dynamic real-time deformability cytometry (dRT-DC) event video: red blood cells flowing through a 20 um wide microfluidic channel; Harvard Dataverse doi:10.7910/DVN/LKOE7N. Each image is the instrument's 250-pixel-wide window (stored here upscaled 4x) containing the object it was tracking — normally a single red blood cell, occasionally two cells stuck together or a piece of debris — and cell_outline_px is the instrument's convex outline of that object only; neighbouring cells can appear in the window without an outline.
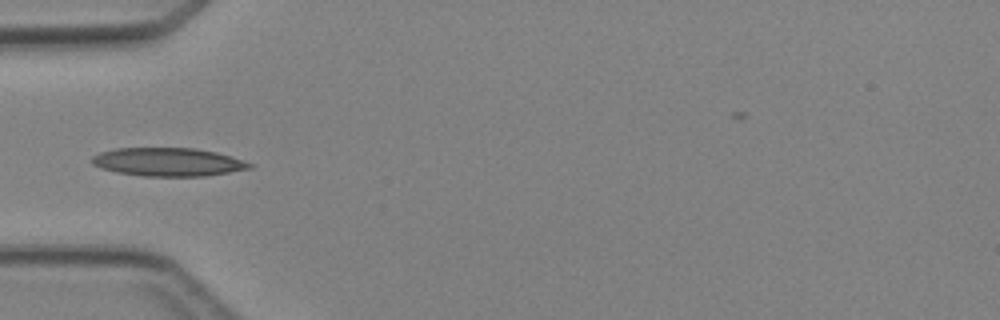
{"species": "Egyptian fruit bat (a non-hibernating species)", "species_latin": "Rousettus aegyptiacus", "temperature_condition": "cold", "stored_images_in_passage": 5, "camera_frame_rate_fps": 3000, "um_per_image_px": 0.085, "animal": {"sex": "female"}, "frame": {"image": 1, "passage_image": 4, "time_ms": 3.667, "image_size_px": [1000, 320], "cell_outline_px": [[252, 168], [204, 176], [144, 176], [116, 172], [100, 168], [92, 164], [92, 156], [100, 152], [112, 148], [196, 148], [216, 152], [252, 164]], "centroid_in_image_um": [14.21, 13.76], "position_along_channel_um": 70.8, "area_um2": 25.89}}
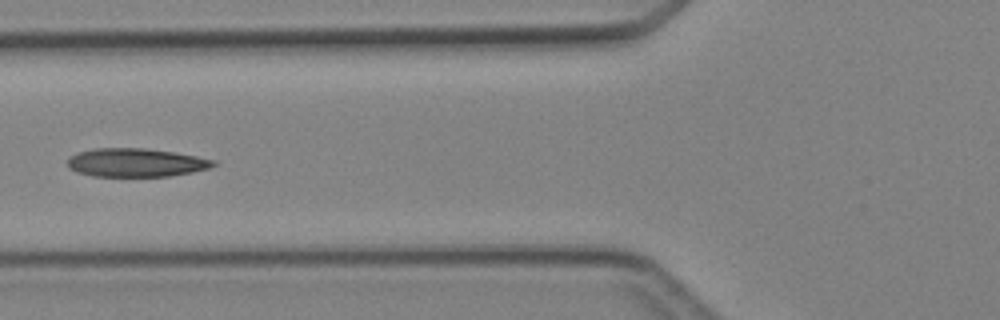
{"frame": {"image": 2, "passage_image": 5, "time_ms": 4.667, "image_size_px": [1000, 320], "cell_outline_px": [[216, 164], [208, 168], [192, 172], [168, 176], [92, 176], [76, 172], [68, 168], [68, 156], [76, 152], [92, 148], [144, 148], [176, 152], [216, 160]], "centroid_in_image_um": [11.5, 13.81], "position_along_channel_um": 114.3, "area_um2": 24.39}}